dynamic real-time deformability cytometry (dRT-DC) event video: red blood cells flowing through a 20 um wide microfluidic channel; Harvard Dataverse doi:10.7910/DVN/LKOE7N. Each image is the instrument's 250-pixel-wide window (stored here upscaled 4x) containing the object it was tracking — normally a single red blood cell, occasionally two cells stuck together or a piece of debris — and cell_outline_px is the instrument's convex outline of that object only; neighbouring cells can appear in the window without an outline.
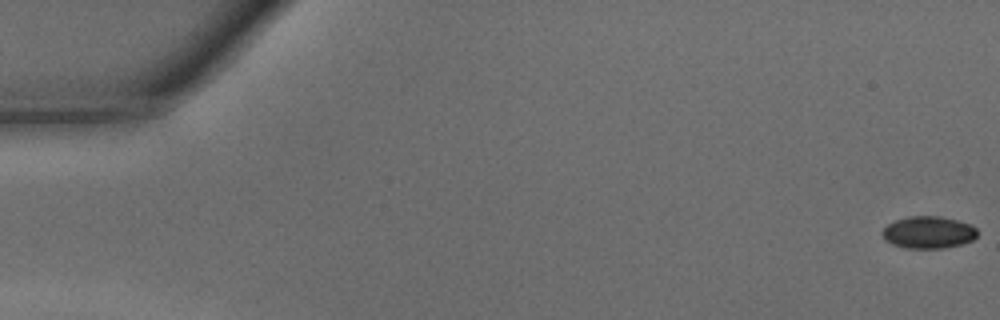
{"species": "common noctule bat (a hibernating species)", "species_latin": "Nyctalus noctula", "temperature_condition": "warm", "stored_images_in_passage": 10, "camera_frame_rate_fps": 3000, "um_per_image_px": 0.085, "animal": {"sex": "male", "body_mass_g": 15.6}, "frame": {"image": 1, "passage_image": 1, "time_ms": 0.0, "image_size_px": [1000, 320], "cell_outline_px": [[976, 236], [972, 240], [960, 244], [944, 248], [904, 248], [892, 244], [884, 240], [880, 236], [880, 232], [888, 224], [896, 220], [908, 216], [940, 216], [972, 224], [976, 228]], "centroid_in_image_um": [78.87, 19.75], "position_along_channel_um": 6.1, "area_um2": 17.92}}